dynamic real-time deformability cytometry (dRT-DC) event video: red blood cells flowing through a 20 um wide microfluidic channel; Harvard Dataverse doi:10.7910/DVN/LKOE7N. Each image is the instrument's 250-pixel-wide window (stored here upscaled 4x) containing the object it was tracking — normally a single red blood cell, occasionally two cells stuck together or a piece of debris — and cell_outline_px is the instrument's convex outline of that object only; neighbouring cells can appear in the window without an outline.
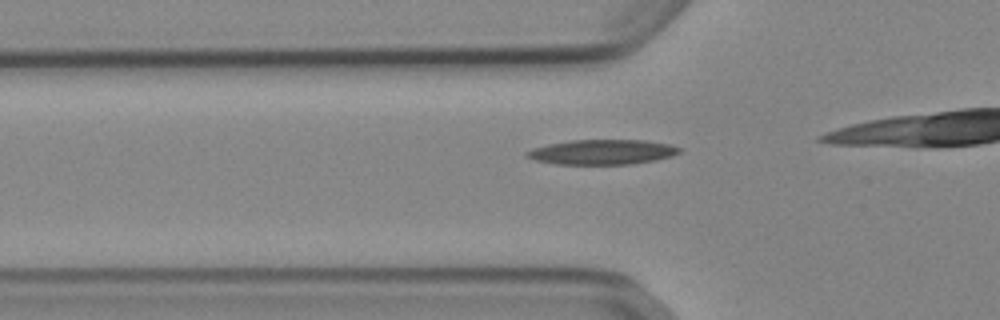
{"species": "Egyptian fruit bat (a non-hibernating species)", "species_latin": "Rousettus aegyptiacus", "temperature_condition": "cold", "stored_images_in_passage": 8, "camera_frame_rate_fps": 3000, "um_per_image_px": 0.085, "animal": {"sex": "female"}, "frame": {"image": 1, "passage_image": 2, "time_ms": 0.333, "image_size_px": [1000, 320], "cell_outline_px": [[680, 152], [672, 156], [656, 160], [632, 164], [556, 164], [536, 160], [524, 156], [524, 152], [532, 148], [548, 144], [572, 140], [644, 140], [668, 144], [680, 148]], "centroid_in_image_um": [51.16, 12.92], "position_along_channel_um": 74.6, "area_um2": 22.14}}
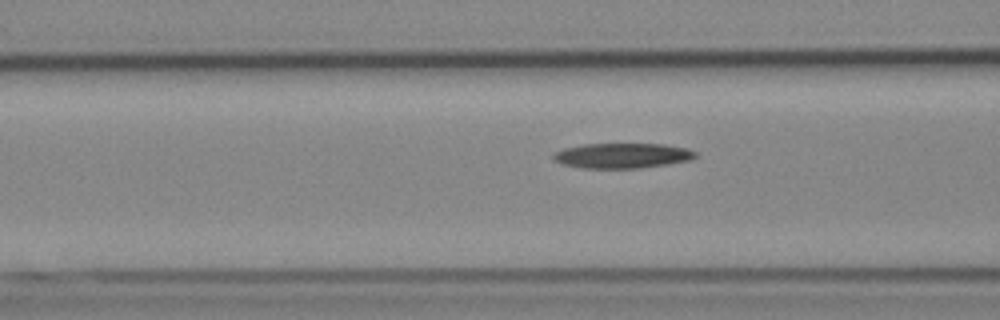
{"frame": {"image": 2, "passage_image": 5, "time_ms": 1.333, "image_size_px": [1000, 320], "cell_outline_px": [[696, 156], [692, 160], [668, 164], [640, 168], [580, 168], [560, 164], [552, 160], [552, 156], [556, 152], [564, 148], [584, 144], [664, 144], [688, 148], [696, 152]], "centroid_in_image_um": [52.88, 13.23], "position_along_channel_um": 113.7, "area_um2": 20.98}}